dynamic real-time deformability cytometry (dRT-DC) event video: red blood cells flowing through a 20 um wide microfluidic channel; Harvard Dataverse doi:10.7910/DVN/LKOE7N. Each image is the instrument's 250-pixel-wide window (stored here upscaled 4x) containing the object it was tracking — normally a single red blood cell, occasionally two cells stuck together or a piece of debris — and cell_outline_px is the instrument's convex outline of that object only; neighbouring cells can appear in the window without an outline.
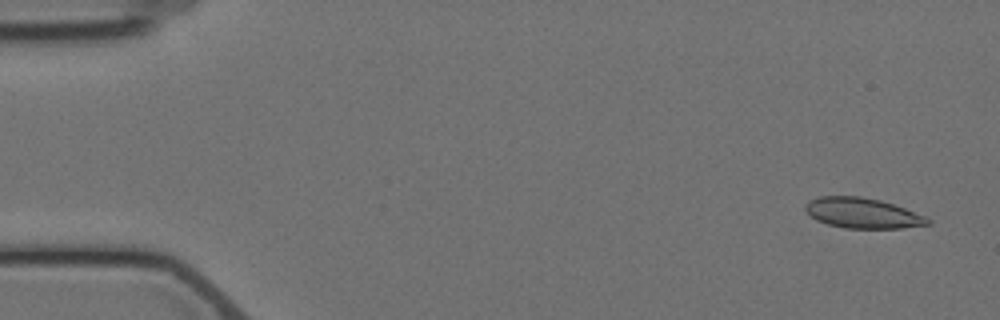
{"species": "Egyptian fruit bat (a non-hibernating species)", "species_latin": "Rousettus aegyptiacus", "temperature_condition": "cold", "stored_images_in_passage": 5, "camera_frame_rate_fps": 3000, "um_per_image_px": 0.085, "animal": {"sex": "female"}, "frame": {"image": 1, "passage_image": 1, "time_ms": 0.0, "image_size_px": [1000, 320], "cell_outline_px": [[932, 224], [900, 228], [844, 228], [828, 224], [816, 220], [804, 208], [804, 204], [808, 200], [820, 196], [860, 196], [880, 200], [904, 208], [924, 216], [932, 220]], "centroid_in_image_um": [73.3, 18.11], "position_along_channel_um": 11.7, "area_um2": 21.56}}